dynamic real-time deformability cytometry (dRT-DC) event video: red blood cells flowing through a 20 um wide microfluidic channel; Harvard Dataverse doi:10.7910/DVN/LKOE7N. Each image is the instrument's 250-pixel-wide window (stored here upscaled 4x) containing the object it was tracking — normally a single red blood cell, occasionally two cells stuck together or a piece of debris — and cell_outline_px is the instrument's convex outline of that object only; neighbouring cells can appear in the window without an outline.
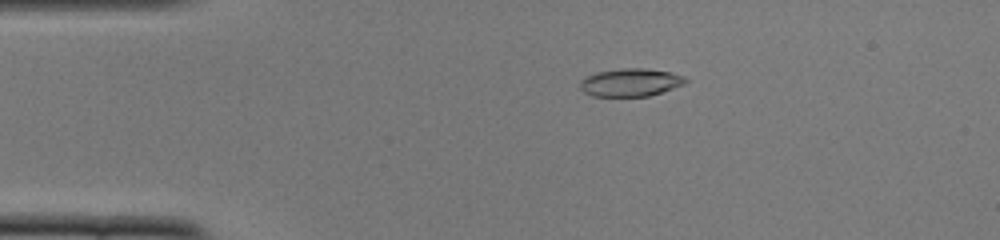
{"species": "common noctule bat (a hibernating species)", "species_latin": "Nyctalus noctula", "temperature_condition": "cold", "stored_images_in_passage": 42, "camera_frame_rate_fps": 3000, "um_per_image_px": 0.085, "animal": {"sex": "female", "body_mass_g": 22.0, "forearm_length_mm": 56.7}, "frame": {"image": 1, "passage_image": 1, "time_ms": 0.0, "image_size_px": [1000, 240], "cell_outline_px": [[688, 80], [684, 84], [648, 96], [592, 96], [584, 92], [580, 88], [580, 80], [588, 76], [600, 72], [624, 68], [644, 68], [668, 72], [684, 76]], "centroid_in_image_um": [53.58, 7.01], "position_along_channel_um": 31.4, "area_um2": 16.82}}
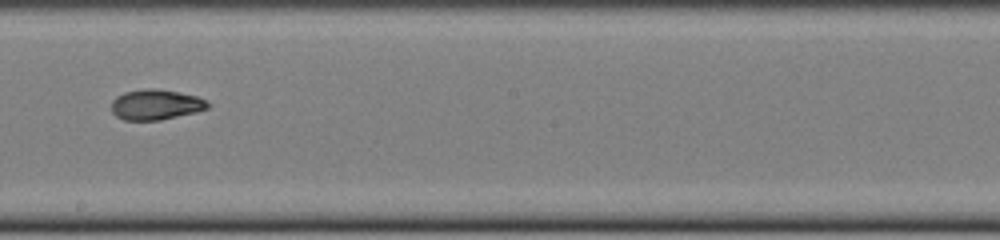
{"frame": {"image": 2, "passage_image": 20, "time_ms": 6.333, "image_size_px": [1000, 240], "cell_outline_px": [[208, 108], [196, 112], [160, 120], [124, 120], [116, 116], [112, 112], [112, 100], [116, 96], [124, 92], [144, 88], [152, 88], [176, 92], [196, 96], [204, 100], [208, 104]], "centroid_in_image_um": [13.19, 8.89], "position_along_channel_um": 235.0, "area_um2": 16.88}}
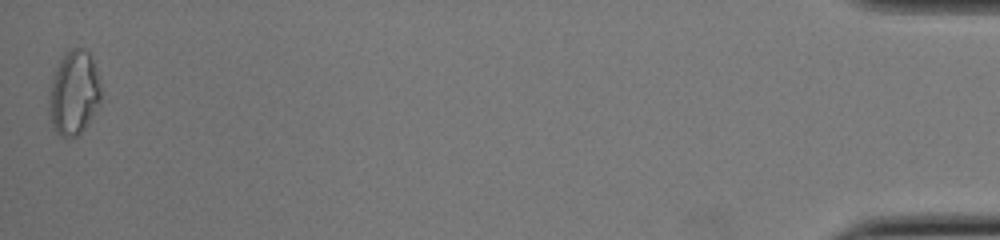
{"frame": {"image": 3, "passage_image": 42, "time_ms": 13.667, "image_size_px": [1000, 240], "cell_outline_px": [[100, 100], [84, 128], [76, 136], [68, 140], [60, 136], [56, 132], [52, 124], [48, 112], [48, 96], [52, 80], [56, 68], [60, 60], [72, 48], [84, 48], [88, 52], [96, 68], [100, 84]], "centroid_in_image_um": [6.25, 7.93], "position_along_channel_um": 429.0, "area_um2": 25.26}, "authors_computed_cell_mechanics": {"area_um2": 17.4267, "velocity_mm_per_s": 3.9122, "shape_relaxation_time_tau1_ms": 6.3721, "shape_relaxation_time_tau2_ms": 2.5577, "deformation_change_tau1": 0.2106, "deformation_change_tau2": 0.0758}}